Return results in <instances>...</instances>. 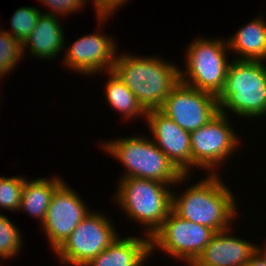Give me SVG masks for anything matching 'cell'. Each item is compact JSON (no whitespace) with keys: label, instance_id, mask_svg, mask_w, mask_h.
Instances as JSON below:
<instances>
[{"label":"cell","instance_id":"cell-20","mask_svg":"<svg viewBox=\"0 0 266 266\" xmlns=\"http://www.w3.org/2000/svg\"><path fill=\"white\" fill-rule=\"evenodd\" d=\"M13 221L0 213V260H9L19 255L23 247V236ZM2 265V262L0 263Z\"/></svg>","mask_w":266,"mask_h":266},{"label":"cell","instance_id":"cell-12","mask_svg":"<svg viewBox=\"0 0 266 266\" xmlns=\"http://www.w3.org/2000/svg\"><path fill=\"white\" fill-rule=\"evenodd\" d=\"M159 110L179 127L192 132L212 120L219 113V105L217 96L180 81Z\"/></svg>","mask_w":266,"mask_h":266},{"label":"cell","instance_id":"cell-4","mask_svg":"<svg viewBox=\"0 0 266 266\" xmlns=\"http://www.w3.org/2000/svg\"><path fill=\"white\" fill-rule=\"evenodd\" d=\"M266 62L231 60L224 88L217 97L219 112L236 119L266 117ZM229 113V114H228Z\"/></svg>","mask_w":266,"mask_h":266},{"label":"cell","instance_id":"cell-11","mask_svg":"<svg viewBox=\"0 0 266 266\" xmlns=\"http://www.w3.org/2000/svg\"><path fill=\"white\" fill-rule=\"evenodd\" d=\"M63 182L54 192L41 230L49 242V249L56 251L78 224L91 212L89 205Z\"/></svg>","mask_w":266,"mask_h":266},{"label":"cell","instance_id":"cell-21","mask_svg":"<svg viewBox=\"0 0 266 266\" xmlns=\"http://www.w3.org/2000/svg\"><path fill=\"white\" fill-rule=\"evenodd\" d=\"M23 57L22 43L5 30L0 29V81L15 71ZM17 64V65H16ZM6 76V77H5Z\"/></svg>","mask_w":266,"mask_h":266},{"label":"cell","instance_id":"cell-7","mask_svg":"<svg viewBox=\"0 0 266 266\" xmlns=\"http://www.w3.org/2000/svg\"><path fill=\"white\" fill-rule=\"evenodd\" d=\"M229 117L219 112L207 124L190 132L192 171L196 168L208 174L222 173L219 167L227 163L234 153L238 154L241 137Z\"/></svg>","mask_w":266,"mask_h":266},{"label":"cell","instance_id":"cell-6","mask_svg":"<svg viewBox=\"0 0 266 266\" xmlns=\"http://www.w3.org/2000/svg\"><path fill=\"white\" fill-rule=\"evenodd\" d=\"M187 46L186 55L184 54L185 67L179 69L180 81L218 97L224 88L231 62L227 39L200 36Z\"/></svg>","mask_w":266,"mask_h":266},{"label":"cell","instance_id":"cell-13","mask_svg":"<svg viewBox=\"0 0 266 266\" xmlns=\"http://www.w3.org/2000/svg\"><path fill=\"white\" fill-rule=\"evenodd\" d=\"M145 122L151 132V139L175 168L182 175H191L193 172L190 132L179 127L159 109L147 111Z\"/></svg>","mask_w":266,"mask_h":266},{"label":"cell","instance_id":"cell-8","mask_svg":"<svg viewBox=\"0 0 266 266\" xmlns=\"http://www.w3.org/2000/svg\"><path fill=\"white\" fill-rule=\"evenodd\" d=\"M109 218L102 211H91L53 252L60 264L85 266L109 247L120 235Z\"/></svg>","mask_w":266,"mask_h":266},{"label":"cell","instance_id":"cell-9","mask_svg":"<svg viewBox=\"0 0 266 266\" xmlns=\"http://www.w3.org/2000/svg\"><path fill=\"white\" fill-rule=\"evenodd\" d=\"M216 232L179 217L171 210L161 227L151 236V255L158 250L190 266Z\"/></svg>","mask_w":266,"mask_h":266},{"label":"cell","instance_id":"cell-10","mask_svg":"<svg viewBox=\"0 0 266 266\" xmlns=\"http://www.w3.org/2000/svg\"><path fill=\"white\" fill-rule=\"evenodd\" d=\"M108 20L110 18H97L98 30L77 38L69 47L65 45L61 65L63 64L68 70L92 78L100 73L102 76V72L112 71L119 50L116 39L104 34L102 30L104 23Z\"/></svg>","mask_w":266,"mask_h":266},{"label":"cell","instance_id":"cell-3","mask_svg":"<svg viewBox=\"0 0 266 266\" xmlns=\"http://www.w3.org/2000/svg\"><path fill=\"white\" fill-rule=\"evenodd\" d=\"M190 176L182 175L176 184L137 177L120 178L113 202L122 209L126 218L144 228L141 234L151 238L172 210L171 188L190 181Z\"/></svg>","mask_w":266,"mask_h":266},{"label":"cell","instance_id":"cell-26","mask_svg":"<svg viewBox=\"0 0 266 266\" xmlns=\"http://www.w3.org/2000/svg\"><path fill=\"white\" fill-rule=\"evenodd\" d=\"M247 266H266V246H259L251 255Z\"/></svg>","mask_w":266,"mask_h":266},{"label":"cell","instance_id":"cell-15","mask_svg":"<svg viewBox=\"0 0 266 266\" xmlns=\"http://www.w3.org/2000/svg\"><path fill=\"white\" fill-rule=\"evenodd\" d=\"M60 17L42 13L36 23V27L22 43L23 57L26 49L28 58L36 57L38 60H50L58 58L64 52L66 43L63 23ZM59 19V20H58ZM28 47V48H27Z\"/></svg>","mask_w":266,"mask_h":266},{"label":"cell","instance_id":"cell-19","mask_svg":"<svg viewBox=\"0 0 266 266\" xmlns=\"http://www.w3.org/2000/svg\"><path fill=\"white\" fill-rule=\"evenodd\" d=\"M107 75V80L104 83V94L105 101L108 102V105L112 110L120 113L124 121L136 120V118L146 120V111L139 104L134 93L128 89V87L117 77L113 72H106L104 75ZM109 76V77H108Z\"/></svg>","mask_w":266,"mask_h":266},{"label":"cell","instance_id":"cell-17","mask_svg":"<svg viewBox=\"0 0 266 266\" xmlns=\"http://www.w3.org/2000/svg\"><path fill=\"white\" fill-rule=\"evenodd\" d=\"M229 50L236 60L266 61V18L256 16L227 38Z\"/></svg>","mask_w":266,"mask_h":266},{"label":"cell","instance_id":"cell-18","mask_svg":"<svg viewBox=\"0 0 266 266\" xmlns=\"http://www.w3.org/2000/svg\"><path fill=\"white\" fill-rule=\"evenodd\" d=\"M59 175L52 178L39 177L25 179L19 211L27 213L32 218L39 220V225L44 222L47 209L55 190L64 182Z\"/></svg>","mask_w":266,"mask_h":266},{"label":"cell","instance_id":"cell-14","mask_svg":"<svg viewBox=\"0 0 266 266\" xmlns=\"http://www.w3.org/2000/svg\"><path fill=\"white\" fill-rule=\"evenodd\" d=\"M234 229L231 227L226 231L216 232L190 266H247L251 255L260 245L237 237Z\"/></svg>","mask_w":266,"mask_h":266},{"label":"cell","instance_id":"cell-5","mask_svg":"<svg viewBox=\"0 0 266 266\" xmlns=\"http://www.w3.org/2000/svg\"><path fill=\"white\" fill-rule=\"evenodd\" d=\"M100 148L122 163L125 172L120 178L137 177L176 184L182 176L150 136L140 134L105 140Z\"/></svg>","mask_w":266,"mask_h":266},{"label":"cell","instance_id":"cell-24","mask_svg":"<svg viewBox=\"0 0 266 266\" xmlns=\"http://www.w3.org/2000/svg\"><path fill=\"white\" fill-rule=\"evenodd\" d=\"M91 0H39L41 5L45 8L47 7L49 12H44L45 14H51L58 17H67L73 12L83 11L84 7L87 6L88 2Z\"/></svg>","mask_w":266,"mask_h":266},{"label":"cell","instance_id":"cell-1","mask_svg":"<svg viewBox=\"0 0 266 266\" xmlns=\"http://www.w3.org/2000/svg\"><path fill=\"white\" fill-rule=\"evenodd\" d=\"M181 187L185 190L180 193L172 190V210L179 217L211 228L215 232L234 227L232 224L239 218L237 199L222 180L220 173H207L197 183Z\"/></svg>","mask_w":266,"mask_h":266},{"label":"cell","instance_id":"cell-16","mask_svg":"<svg viewBox=\"0 0 266 266\" xmlns=\"http://www.w3.org/2000/svg\"><path fill=\"white\" fill-rule=\"evenodd\" d=\"M141 235L119 236L85 266H145L152 257L151 239Z\"/></svg>","mask_w":266,"mask_h":266},{"label":"cell","instance_id":"cell-23","mask_svg":"<svg viewBox=\"0 0 266 266\" xmlns=\"http://www.w3.org/2000/svg\"><path fill=\"white\" fill-rule=\"evenodd\" d=\"M26 177L0 176V208L19 212Z\"/></svg>","mask_w":266,"mask_h":266},{"label":"cell","instance_id":"cell-2","mask_svg":"<svg viewBox=\"0 0 266 266\" xmlns=\"http://www.w3.org/2000/svg\"><path fill=\"white\" fill-rule=\"evenodd\" d=\"M119 52L112 71L134 93L146 112L160 109L180 82L181 67L157 55L138 56L130 51Z\"/></svg>","mask_w":266,"mask_h":266},{"label":"cell","instance_id":"cell-25","mask_svg":"<svg viewBox=\"0 0 266 266\" xmlns=\"http://www.w3.org/2000/svg\"><path fill=\"white\" fill-rule=\"evenodd\" d=\"M97 18H114L115 13H119L121 6L127 4L129 0H91ZM119 9V10H118Z\"/></svg>","mask_w":266,"mask_h":266},{"label":"cell","instance_id":"cell-22","mask_svg":"<svg viewBox=\"0 0 266 266\" xmlns=\"http://www.w3.org/2000/svg\"><path fill=\"white\" fill-rule=\"evenodd\" d=\"M43 10L38 7L21 6L14 11L10 19V30H5L15 39L23 43L36 27L39 16Z\"/></svg>","mask_w":266,"mask_h":266}]
</instances>
